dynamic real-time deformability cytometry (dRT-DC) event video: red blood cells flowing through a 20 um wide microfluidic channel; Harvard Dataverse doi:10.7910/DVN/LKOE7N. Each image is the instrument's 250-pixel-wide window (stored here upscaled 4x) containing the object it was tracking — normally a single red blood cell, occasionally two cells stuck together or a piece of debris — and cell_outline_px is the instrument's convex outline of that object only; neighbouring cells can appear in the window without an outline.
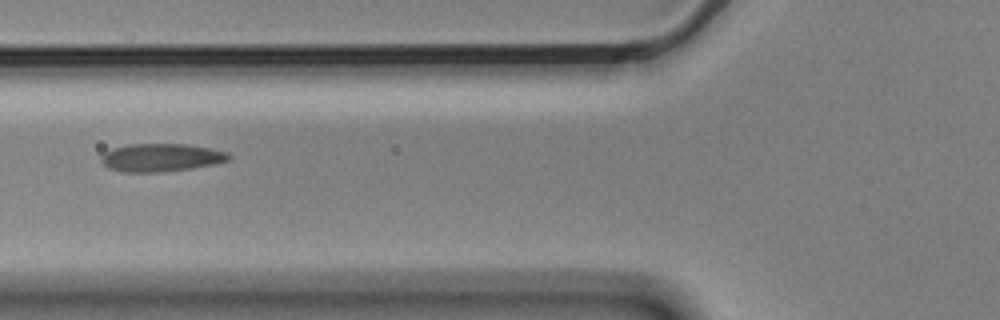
{"species": "Egyptian fruit bat (a non-hibernating species)", "species_latin": "Rousettus aegyptiacus", "temperature_condition": "cold", "stored_images_in_passage": 7, "camera_frame_rate_fps": 3000, "um_per_image_px": 0.085, "animal": {"sex": "male"}, "frame": {"image": 1, "passage_image": 2, "time_ms": 0.333, "image_size_px": [1000, 320], "cell_outline_px": [[232, 156], [228, 160], [216, 164], [192, 168], [160, 172], [120, 172], [108, 168], [100, 160], [100, 156], [104, 152], [112, 148], [128, 144], [188, 144], [228, 152]], "centroid_in_image_um": [13.67, 13.39], "position_along_channel_um": 112.1, "area_um2": 20.98}}
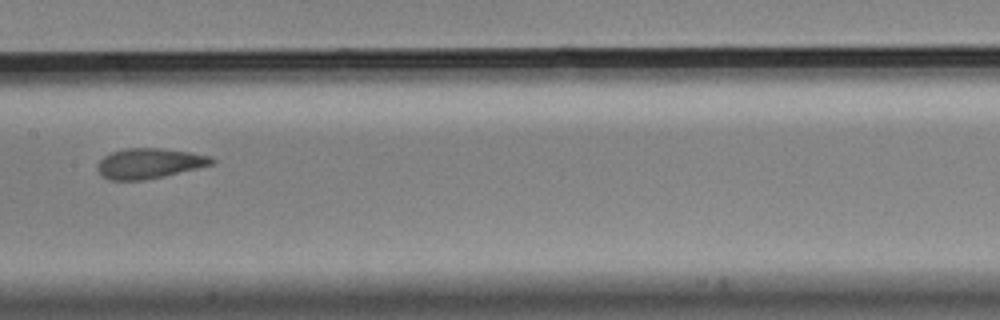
{"frame": {"image": 2, "passage_image": 4, "time_ms": 1.0, "image_size_px": [1000, 320], "cell_outline_px": [[216, 164], [164, 176], [144, 180], [108, 180], [96, 168], [96, 164], [104, 156], [112, 152], [128, 148], [160, 148], [188, 152], [212, 156], [216, 160]], "centroid_in_image_um": [12.73, 13.89], "position_along_channel_um": 194.7, "area_um2": 20.17}}
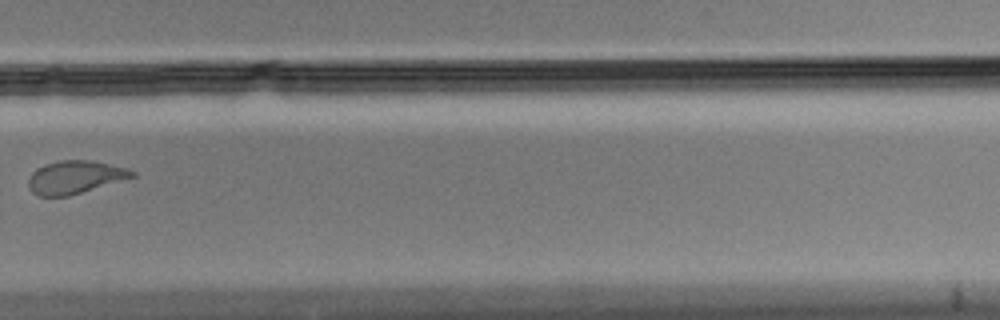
{"frame": {"image": 3, "passage_image": 7, "time_ms": 2.0, "image_size_px": [1000, 320], "cell_outline_px": [[136, 176], [68, 196], [36, 196], [28, 188], [28, 176], [32, 172], [44, 164], [60, 160], [88, 160], [128, 168], [136, 172]], "centroid_in_image_um": [6.33, 15.06], "position_along_channel_um": 323.5, "area_um2": 19.88}}